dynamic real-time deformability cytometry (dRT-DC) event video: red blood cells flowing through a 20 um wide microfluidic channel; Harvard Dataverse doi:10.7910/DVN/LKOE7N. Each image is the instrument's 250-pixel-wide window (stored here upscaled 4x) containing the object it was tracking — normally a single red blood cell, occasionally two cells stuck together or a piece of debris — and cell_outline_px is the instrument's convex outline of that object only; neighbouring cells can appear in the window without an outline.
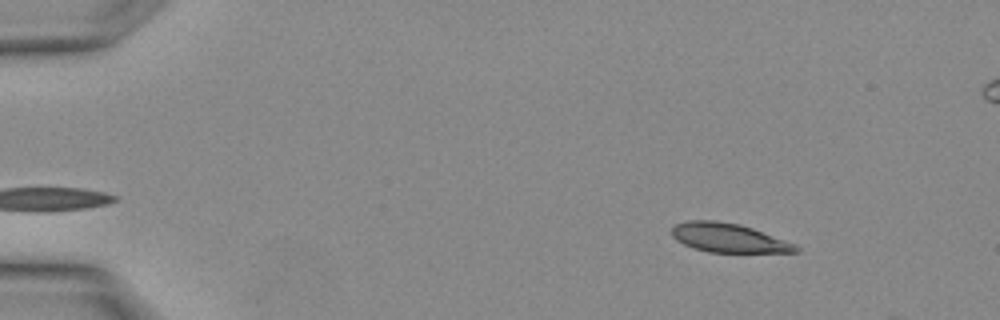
{"species": "Egyptian fruit bat (a non-hibernating species)", "species_latin": "Rousettus aegyptiacus", "temperature_condition": "warm", "stored_images_in_passage": 7, "camera_frame_rate_fps": 3000, "um_per_image_px": 0.085, "animal": {"sex": "female"}, "frame": {"image": 1, "passage_image": 3, "time_ms": 0.667, "image_size_px": [1000, 320], "cell_outline_px": [[800, 248], [796, 252], [708, 252], [684, 244], [676, 240], [672, 236], [672, 228], [676, 224], [688, 220], [716, 220], [740, 224], [752, 228], [796, 244]], "centroid_in_image_um": [61.92, 20.21], "position_along_channel_um": 23.1, "area_um2": 20.81}}